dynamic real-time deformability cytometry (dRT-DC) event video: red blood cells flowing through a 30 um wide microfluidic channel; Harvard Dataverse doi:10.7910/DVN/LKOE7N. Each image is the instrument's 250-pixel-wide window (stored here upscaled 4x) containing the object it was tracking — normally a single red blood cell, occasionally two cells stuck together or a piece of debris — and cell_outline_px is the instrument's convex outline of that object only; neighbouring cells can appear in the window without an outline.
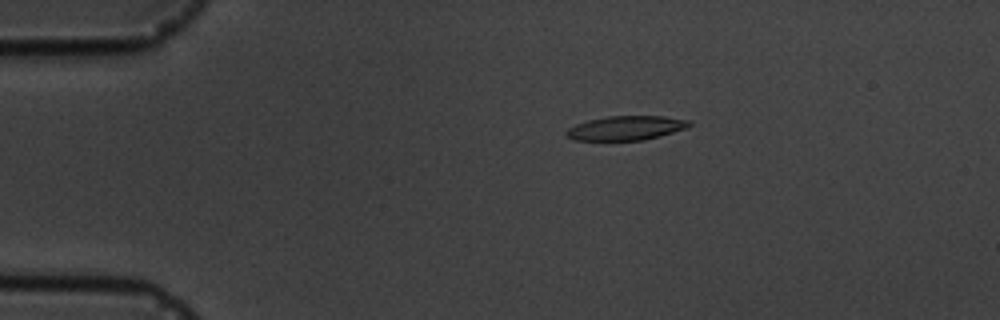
{"species": "common noctule bat (a hibernating species)", "species_latin": "Nyctalus noctula", "temperature_condition": "cold", "stored_images_in_passage": 2, "camera_frame_rate_fps": 3000, "um_per_image_px": 0.085, "animal": {"sex": "male", "body_mass_g": 19.5, "forearm_length_mm": 54.6}, "frame": {"image": 1, "passage_image": 1, "time_ms": 0.0, "image_size_px": [1000, 320], "cell_outline_px": [[692, 124], [688, 128], [660, 136], [644, 140], [572, 140], [564, 132], [568, 128], [576, 124], [588, 120], [608, 116], [664, 116], [692, 120]], "centroid_in_image_um": [53.25, 10.88], "position_along_channel_um": 31.7, "area_um2": 17.51}}